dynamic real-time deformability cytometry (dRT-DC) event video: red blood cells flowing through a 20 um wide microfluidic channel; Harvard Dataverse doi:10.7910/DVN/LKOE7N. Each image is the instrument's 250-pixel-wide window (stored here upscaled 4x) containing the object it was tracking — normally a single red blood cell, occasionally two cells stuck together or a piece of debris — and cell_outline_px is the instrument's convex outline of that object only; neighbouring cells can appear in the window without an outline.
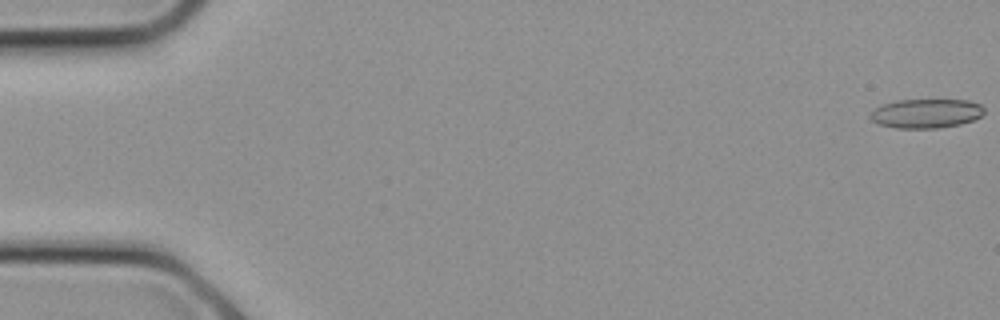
{"species": "common noctule bat (a hibernating species)", "species_latin": "Nyctalus noctula", "temperature_condition": "cold", "stored_images_in_passage": 9, "camera_frame_rate_fps": 3000, "um_per_image_px": 0.085, "animal": {"sex": "female", "body_mass_g": 21.9}, "frame": {"image": 1, "passage_image": 1, "time_ms": 0.0, "image_size_px": [1000, 320], "cell_outline_px": [[984, 112], [980, 116], [972, 120], [960, 124], [940, 128], [896, 128], [880, 124], [872, 120], [868, 116], [880, 104], [896, 100], [968, 100], [980, 104], [984, 108]], "centroid_in_image_um": [78.71, 9.64], "position_along_channel_um": 6.3, "area_um2": 19.36}}
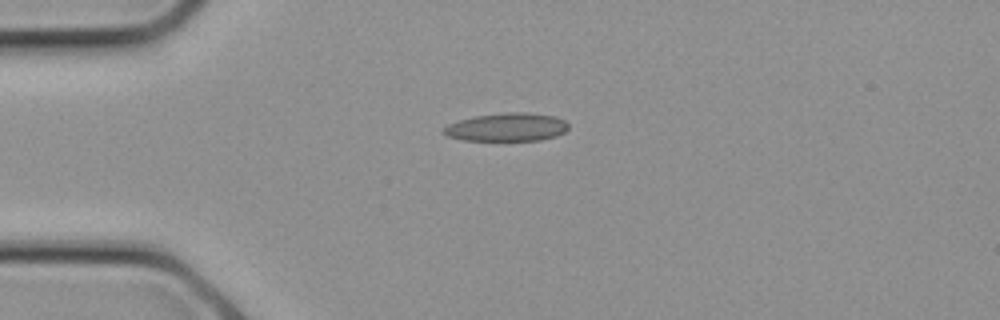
{"frame": {"image": 2, "passage_image": 7, "time_ms": 2.0, "image_size_px": [1000, 320], "cell_outline_px": [[568, 128], [564, 132], [556, 136], [540, 140], [464, 140], [448, 136], [444, 132], [444, 128], [448, 124], [460, 120], [476, 116], [508, 112], [524, 112], [556, 116], [564, 120], [568, 124]], "centroid_in_image_um": [43.12, 10.8], "position_along_channel_um": 41.9, "area_um2": 20.29}}